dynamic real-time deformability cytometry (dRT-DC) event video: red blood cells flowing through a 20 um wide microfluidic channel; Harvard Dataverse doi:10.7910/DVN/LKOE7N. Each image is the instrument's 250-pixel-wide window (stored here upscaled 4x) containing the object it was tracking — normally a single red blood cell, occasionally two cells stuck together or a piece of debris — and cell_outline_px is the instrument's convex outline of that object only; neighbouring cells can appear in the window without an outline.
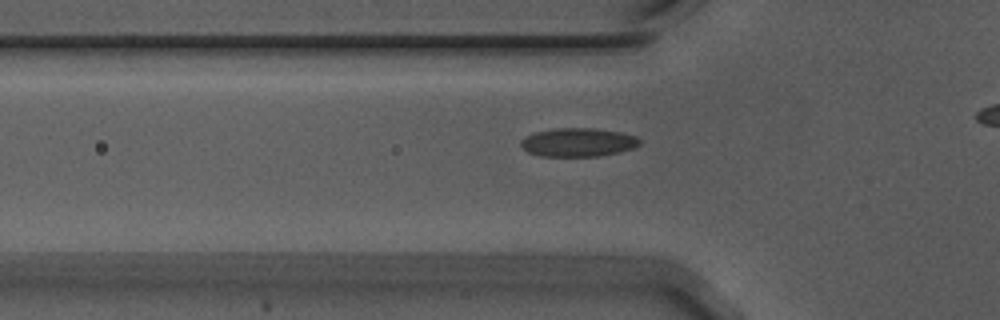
{"species": "Egyptian fruit bat (a non-hibernating species)", "species_latin": "Rousettus aegyptiacus", "temperature_condition": "warm", "stored_images_in_passage": 31, "camera_frame_rate_fps": 3000, "um_per_image_px": 0.085, "animal": {"sex": "male"}, "frame": {"image": 1, "passage_image": 4, "time_ms": 1.0, "image_size_px": [1000, 320], "cell_outline_px": [[640, 144], [632, 148], [616, 152], [596, 156], [540, 156], [528, 152], [520, 144], [520, 140], [524, 136], [536, 132], [552, 128], [592, 128], [620, 132], [636, 136], [640, 140]], "centroid_in_image_um": [49.09, 12.08], "position_along_channel_um": 76.7, "area_um2": 19.65}}
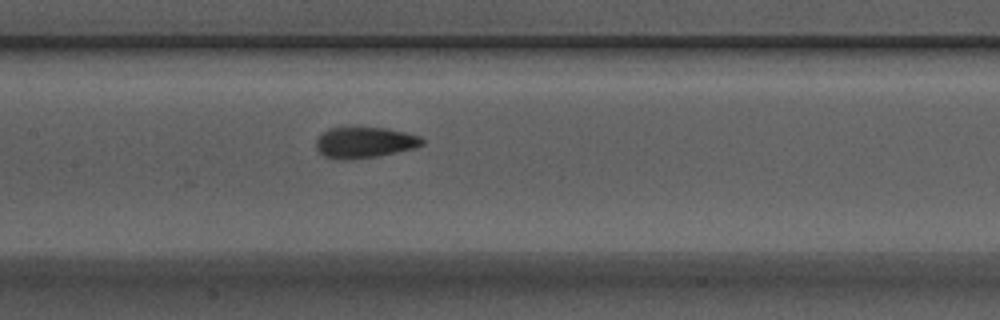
{"frame": {"image": 2, "passage_image": 12, "time_ms": 3.667, "image_size_px": [1000, 320], "cell_outline_px": [[424, 144], [416, 148], [380, 156], [352, 160], [336, 160], [324, 156], [316, 148], [316, 140], [328, 128], [388, 128], [420, 136], [424, 140]], "centroid_in_image_um": [31.01, 12.14], "position_along_channel_um": 176.4, "area_um2": 19.31}}
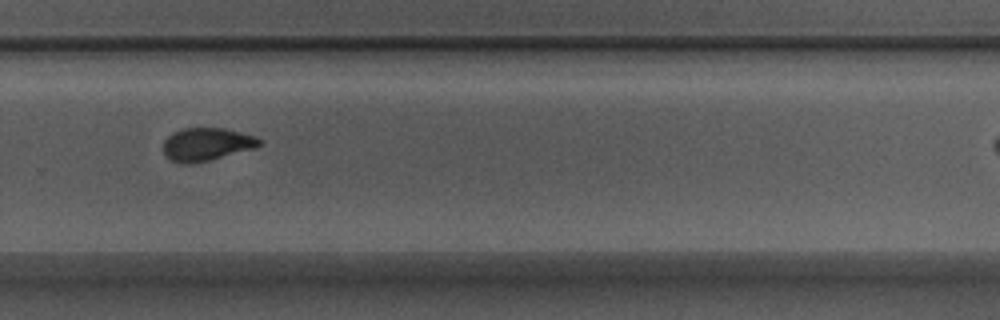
{"frame": {"image": 3, "passage_image": 23, "time_ms": 7.333, "image_size_px": [1000, 320], "cell_outline_px": [[264, 144], [252, 148], [208, 160], [192, 164], [184, 164], [172, 160], [164, 156], [164, 140], [168, 136], [184, 128], [224, 128], [256, 136]], "centroid_in_image_um": [17.55, 12.26], "position_along_channel_um": 312.3, "area_um2": 18.15}}